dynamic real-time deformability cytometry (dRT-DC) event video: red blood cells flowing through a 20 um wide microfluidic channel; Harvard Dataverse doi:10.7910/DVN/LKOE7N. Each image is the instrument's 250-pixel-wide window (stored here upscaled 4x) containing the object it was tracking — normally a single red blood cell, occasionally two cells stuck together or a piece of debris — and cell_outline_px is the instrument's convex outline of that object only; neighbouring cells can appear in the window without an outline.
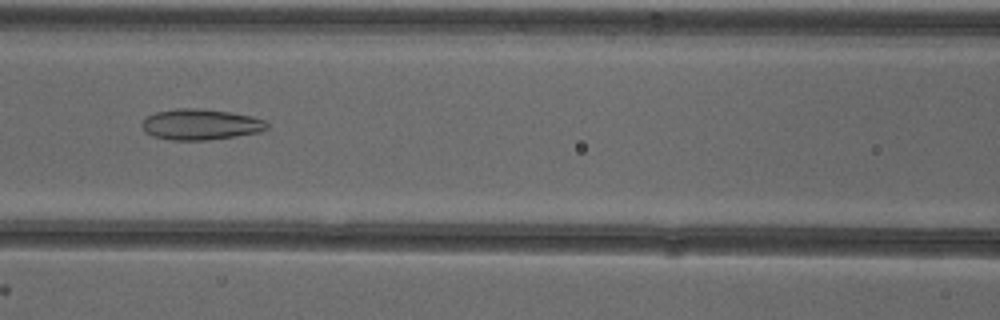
{"species": "common noctule bat (a hibernating species)", "species_latin": "Nyctalus noctula", "temperature_condition": "cold", "stored_images_in_passage": 37, "camera_frame_rate_fps": 3000, "um_per_image_px": 0.085, "animal": {"sex": "female"}, "frame": {"image": 1, "passage_image": 8, "time_ms": 2.333, "image_size_px": [1000, 320], "cell_outline_px": [[268, 128], [260, 132], [236, 136], [208, 140], [172, 140], [152, 136], [140, 124], [148, 116], [156, 112], [176, 108], [196, 108], [232, 112], [252, 116], [264, 120], [268, 124]], "centroid_in_image_um": [17.08, 10.57], "position_along_channel_um": 149.5, "area_um2": 22.43}}
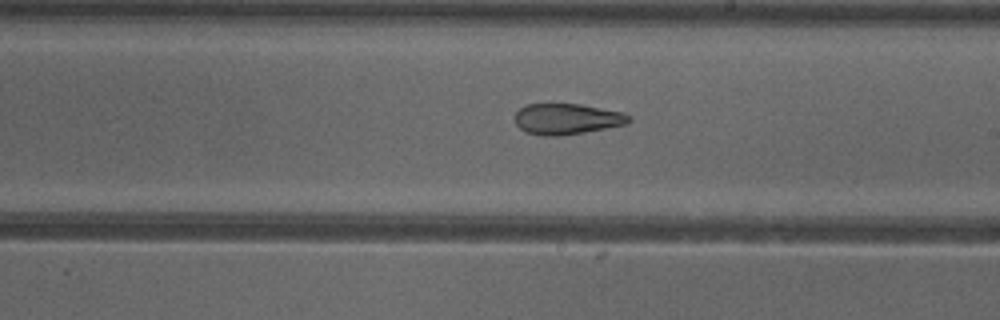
{"frame": {"image": 2, "passage_image": 15, "time_ms": 4.667, "image_size_px": [1000, 320], "cell_outline_px": [[632, 120], [628, 124], [584, 132], [560, 136], [540, 136], [528, 132], [520, 128], [516, 124], [516, 112], [524, 104], [580, 104], [624, 112], [632, 116]], "centroid_in_image_um": [48.23, 10.11], "position_along_channel_um": 240.8, "area_um2": 20.63}}
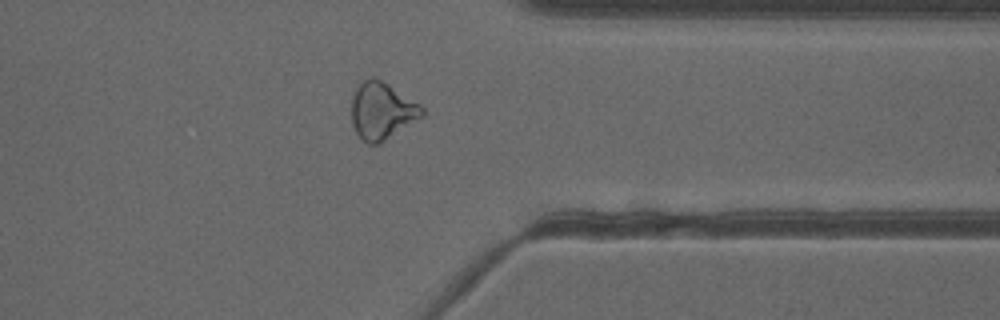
{"frame": {"image": 3, "passage_image": 26, "time_ms": 8.333, "image_size_px": [1000, 320], "cell_outline_px": [[424, 116], [380, 144], [368, 144], [360, 140], [352, 124], [352, 92], [368, 76], [372, 76], [388, 84], [420, 104], [424, 108]], "centroid_in_image_um": [32.45, 9.44], "position_along_channel_um": 378.9, "area_um2": 23.7}, "authors_computed_cell_mechanics": {"area_um2": 22.4264, "velocity_mm_per_s": 3.923, "shape_relaxation_time_tau1_ms": null, "shape_relaxation_time_tau2_ms": 2.5895, "deformation_change_tau1": null, "deformation_change_tau2": 0.1052}}